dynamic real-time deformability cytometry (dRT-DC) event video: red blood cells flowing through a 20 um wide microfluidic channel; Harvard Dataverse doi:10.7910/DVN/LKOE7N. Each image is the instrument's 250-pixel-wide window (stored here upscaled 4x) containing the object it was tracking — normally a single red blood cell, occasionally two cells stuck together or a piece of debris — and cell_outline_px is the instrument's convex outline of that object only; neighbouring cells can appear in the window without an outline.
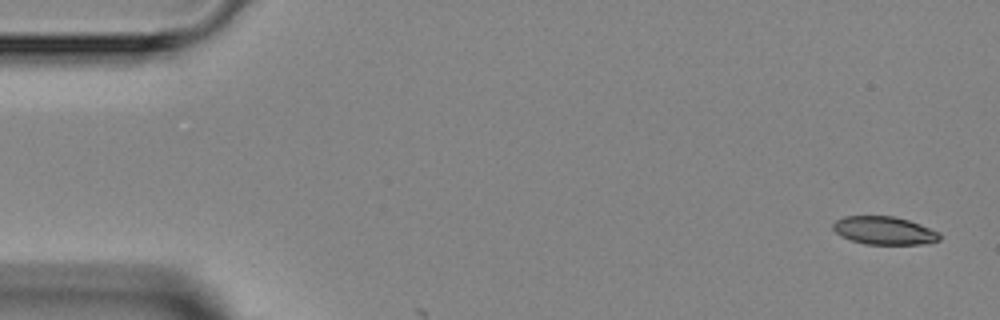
{"species": "Egyptian fruit bat (a non-hibernating species)", "species_latin": "Rousettus aegyptiacus", "temperature_condition": "room temperature", "stored_images_in_passage": 4, "camera_frame_rate_fps": 3000, "um_per_image_px": 0.085, "animal": {"sex": "female"}, "frame": {"image": 1, "passage_image": 1, "time_ms": 0.0, "image_size_px": [1000, 320], "cell_outline_px": [[940, 240], [924, 244], [864, 244], [840, 236], [832, 228], [832, 224], [836, 220], [844, 216], [892, 216], [908, 220], [920, 224], [940, 232]], "centroid_in_image_um": [75.15, 19.6], "position_along_channel_um": 9.8, "area_um2": 17.46}}